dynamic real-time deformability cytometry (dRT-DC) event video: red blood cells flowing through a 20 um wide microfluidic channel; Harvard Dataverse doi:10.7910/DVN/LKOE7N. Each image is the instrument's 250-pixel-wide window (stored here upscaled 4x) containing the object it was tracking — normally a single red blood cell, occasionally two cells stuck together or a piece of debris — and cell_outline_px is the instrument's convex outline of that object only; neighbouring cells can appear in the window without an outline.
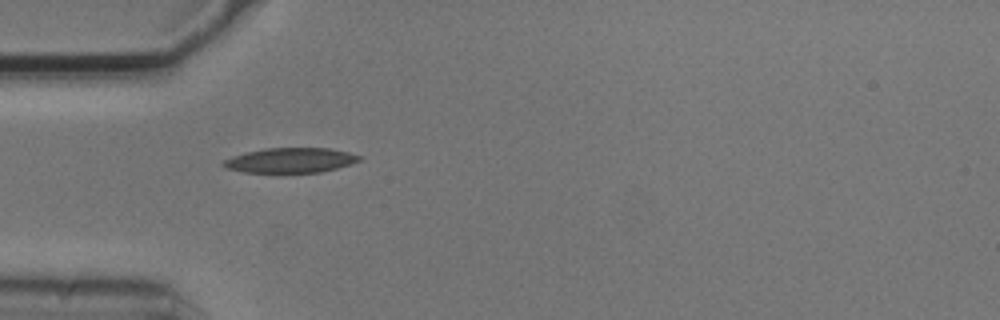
{"species": "common noctule bat (a hibernating species)", "species_latin": "Nyctalus noctula", "temperature_condition": "cold", "stored_images_in_passage": 3, "camera_frame_rate_fps": 3000, "um_per_image_px": 0.085, "animal": {"sex": "male", "body_mass_g": 20.5, "forearm_length_mm": 52.5}, "frame": {"image": 1, "passage_image": 2, "time_ms": 0.333, "image_size_px": [1000, 320], "cell_outline_px": [[360, 160], [336, 168], [320, 172], [244, 172], [228, 168], [220, 164], [224, 160], [232, 156], [264, 148], [328, 148], [348, 152], [360, 156]], "centroid_in_image_um": [24.66, 13.62], "position_along_channel_um": 60.3, "area_um2": 19.36}}
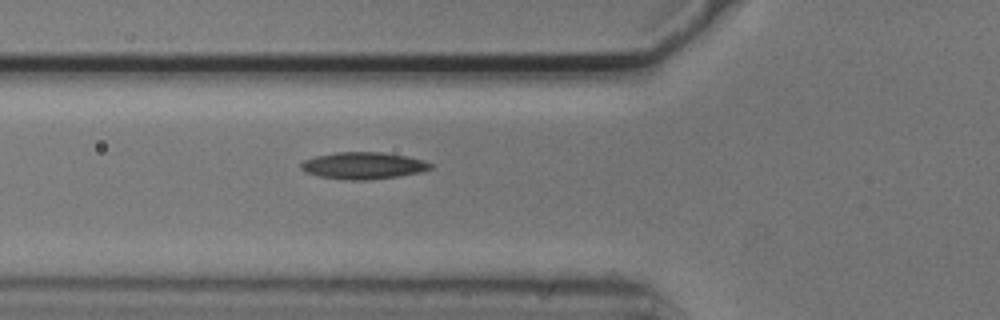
{"frame": {"image": 2, "passage_image": 3, "time_ms": 0.667, "image_size_px": [1000, 320], "cell_outline_px": [[432, 168], [420, 172], [400, 176], [368, 180], [344, 180], [320, 176], [304, 172], [300, 168], [300, 164], [304, 160], [316, 156], [336, 152], [380, 152], [408, 156], [424, 160], [432, 164]], "centroid_in_image_um": [30.87, 14.08], "position_along_channel_um": 94.9, "area_um2": 20.4}}